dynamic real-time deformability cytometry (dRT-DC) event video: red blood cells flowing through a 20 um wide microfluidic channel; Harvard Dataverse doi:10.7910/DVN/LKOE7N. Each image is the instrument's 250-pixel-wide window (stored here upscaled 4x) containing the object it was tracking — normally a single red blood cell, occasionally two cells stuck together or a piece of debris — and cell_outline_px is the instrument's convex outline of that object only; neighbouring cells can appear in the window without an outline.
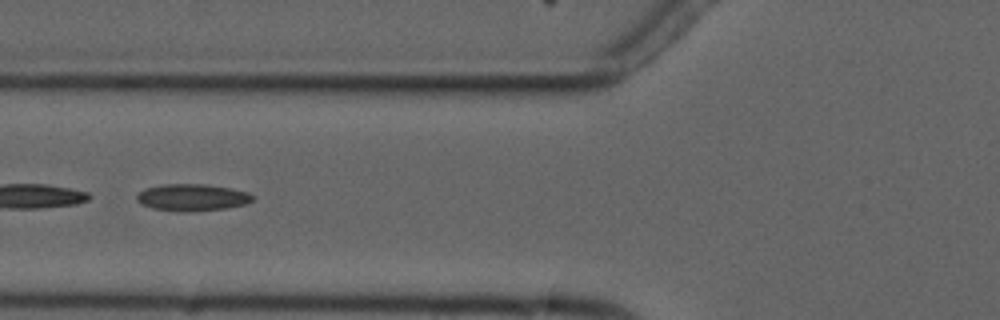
{"species": "common noctule bat (a hibernating species)", "species_latin": "Nyctalus noctula", "temperature_condition": "cold", "stored_images_in_passage": 7, "camera_frame_rate_fps": 3000, "um_per_image_px": 0.085, "animal": {"sex": "male", "forearm_length_mm": 52.5}, "frame": {"image": 1, "passage_image": 5, "time_ms": 6.333, "image_size_px": [1000, 320], "cell_outline_px": [[256, 200], [244, 204], [228, 208], [192, 212], [176, 212], [152, 208], [140, 204], [136, 200], [136, 196], [140, 192], [148, 188], [164, 184], [204, 184], [232, 188], [248, 192], [256, 196]], "centroid_in_image_um": [16.38, 16.8], "position_along_channel_um": 109.4, "area_um2": 18.5}}
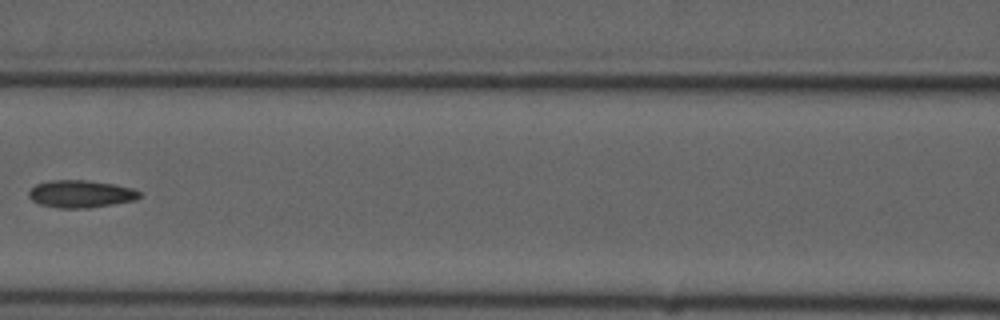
{"frame": {"image": 2, "passage_image": 6, "time_ms": 7.667, "image_size_px": [1000, 320], "cell_outline_px": [[140, 196], [136, 200], [88, 208], [60, 208], [40, 204], [32, 200], [28, 196], [28, 192], [36, 184], [48, 180], [88, 180], [112, 184], [132, 188], [140, 192]], "centroid_in_image_um": [6.84, 16.48], "position_along_channel_um": 159.8, "area_um2": 17.63}}
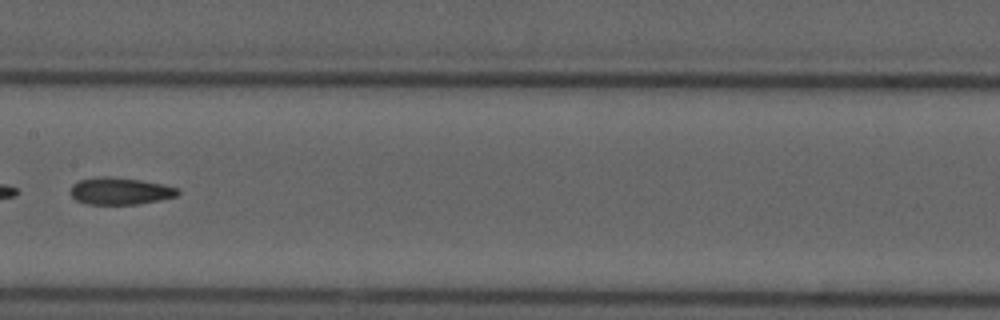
{"frame": {"image": 3, "passage_image": 7, "time_ms": 8.667, "image_size_px": [1000, 320], "cell_outline_px": [[180, 192], [176, 196], [140, 204], [84, 204], [76, 200], [68, 192], [72, 184], [80, 180], [100, 176], [108, 176], [140, 180], [164, 184], [180, 188]], "centroid_in_image_um": [10.19, 16.24], "position_along_channel_um": 197.2, "area_um2": 17.11}}